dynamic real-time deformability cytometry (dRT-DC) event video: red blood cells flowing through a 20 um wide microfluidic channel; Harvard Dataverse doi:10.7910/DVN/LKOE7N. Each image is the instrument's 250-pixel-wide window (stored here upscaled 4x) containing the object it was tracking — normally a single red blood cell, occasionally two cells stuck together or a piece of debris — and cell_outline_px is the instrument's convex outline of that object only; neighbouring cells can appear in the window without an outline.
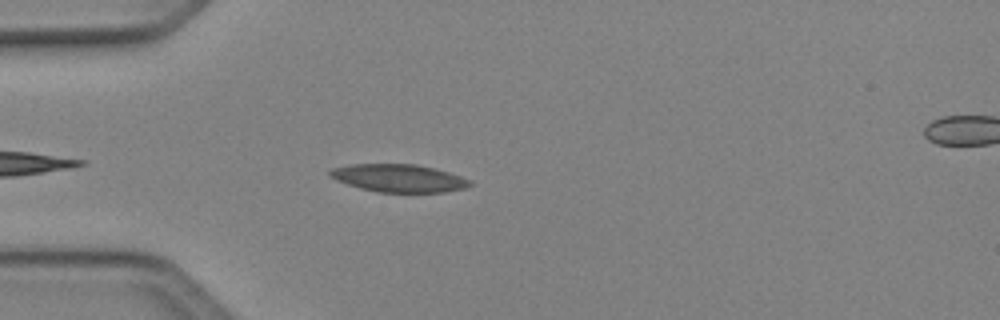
{"species": "Egyptian fruit bat (a non-hibernating species)", "species_latin": "Rousettus aegyptiacus", "temperature_condition": "cold", "stored_images_in_passage": 37, "camera_frame_rate_fps": 3000, "um_per_image_px": 0.085, "animal": {"sex": "female"}, "frame": {"image": 1, "passage_image": 4, "time_ms": 1.0, "image_size_px": [1000, 320], "cell_outline_px": [[472, 184], [464, 188], [444, 192], [376, 192], [360, 188], [336, 180], [328, 176], [328, 172], [332, 168], [352, 164], [416, 164], [448, 172], [472, 180]], "centroid_in_image_um": [33.87, 15.14], "position_along_channel_um": 51.1, "area_um2": 22.6}}
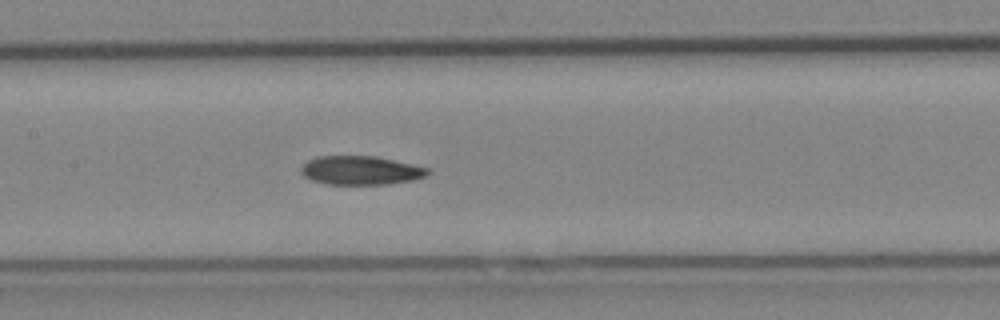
{"frame": {"image": 2, "passage_image": 14, "time_ms": 4.333, "image_size_px": [1000, 320], "cell_outline_px": [[428, 172], [424, 176], [416, 180], [388, 184], [328, 184], [312, 180], [304, 176], [300, 172], [300, 168], [308, 160], [316, 156], [376, 156], [412, 164], [428, 168]], "centroid_in_image_um": [30.64, 14.48], "position_along_channel_um": 176.8, "area_um2": 21.21}}
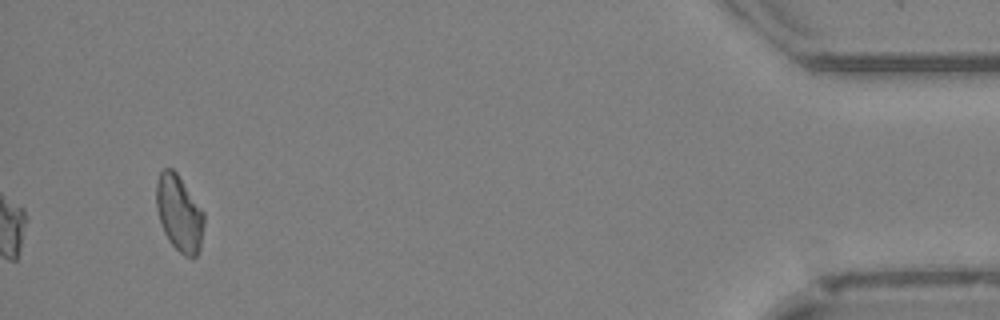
{"frame": {"image": 3, "passage_image": 37, "time_ms": 12.0, "image_size_px": [1000, 320], "cell_outline_px": [[204, 224], [200, 248], [196, 256], [192, 260], [184, 256], [168, 240], [160, 224], [156, 208], [156, 184], [160, 172], [164, 168], [172, 168], [176, 172], [204, 212]], "centroid_in_image_um": [15.23, 18.16], "position_along_channel_um": 420.0, "area_um2": 21.27}, "authors_computed_cell_mechanics": {"area_um2": 21.4438, "velocity_mm_per_s": 4.1289, "shape_relaxation_time_tau1_ms": 10.5698, "shape_relaxation_time_tau2_ms": null, "deformation_change_tau1": 0.1763, "deformation_change_tau2": null}}